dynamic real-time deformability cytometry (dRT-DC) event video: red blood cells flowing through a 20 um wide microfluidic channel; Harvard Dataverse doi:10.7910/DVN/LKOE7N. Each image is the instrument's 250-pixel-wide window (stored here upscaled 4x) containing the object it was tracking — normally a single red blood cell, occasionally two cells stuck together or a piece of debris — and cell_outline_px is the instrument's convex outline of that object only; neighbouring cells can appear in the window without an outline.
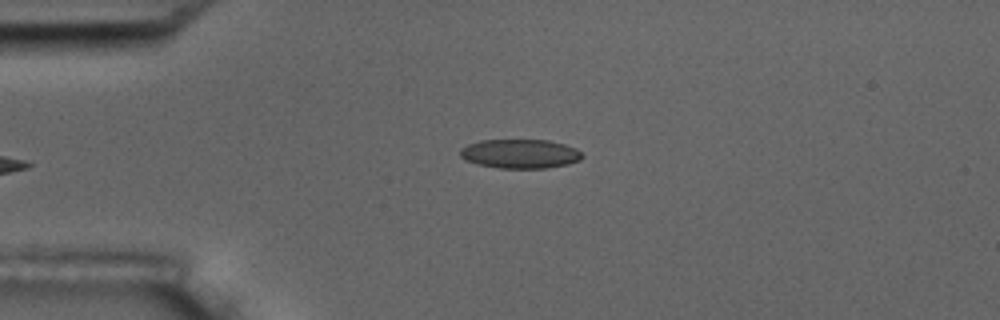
{"species": "common noctule bat (a hibernating species)", "species_latin": "Nyctalus noctula", "temperature_condition": "room temperature", "stored_images_in_passage": 5, "camera_frame_rate_fps": 3000, "um_per_image_px": 0.085, "animal": {"sex": "male", "body_mass_g": 17.5, "forearm_length_mm": 52.3}, "frame": {"image": 1, "passage_image": 5, "time_ms": 5.0, "image_size_px": [1000, 320], "cell_outline_px": [[584, 156], [580, 160], [568, 164], [544, 168], [500, 168], [480, 164], [468, 160], [460, 156], [460, 148], [468, 144], [480, 140], [548, 140], [564, 144], [576, 148]], "centroid_in_image_um": [44.23, 13.06], "position_along_channel_um": 40.8, "area_um2": 20.58}}